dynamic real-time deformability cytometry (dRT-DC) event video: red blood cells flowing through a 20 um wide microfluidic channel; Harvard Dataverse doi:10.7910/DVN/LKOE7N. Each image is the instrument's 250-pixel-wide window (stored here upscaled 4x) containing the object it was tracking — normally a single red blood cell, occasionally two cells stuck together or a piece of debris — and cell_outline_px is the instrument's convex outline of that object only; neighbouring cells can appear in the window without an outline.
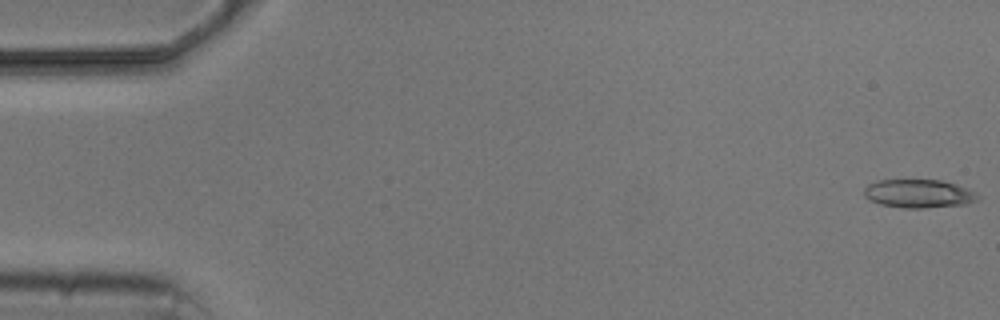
{"species": "common noctule bat (a hibernating species)", "species_latin": "Nyctalus noctula", "temperature_condition": "cold", "stored_images_in_passage": 6, "camera_frame_rate_fps": 3000, "um_per_image_px": 0.085, "animal": {"sex": "male", "body_mass_g": 20.5, "forearm_length_mm": 52.5}, "frame": {"image": 1, "passage_image": 1, "time_ms": 0.0, "image_size_px": [1000, 320], "cell_outline_px": [[980, 196], [976, 200], [968, 204], [924, 208], [900, 208], [880, 204], [868, 200], [864, 196], [864, 188], [868, 184], [880, 180], [940, 180], [956, 184], [968, 188], [976, 192]], "centroid_in_image_um": [78.09, 16.46], "position_along_channel_um": 6.9, "area_um2": 19.02}}
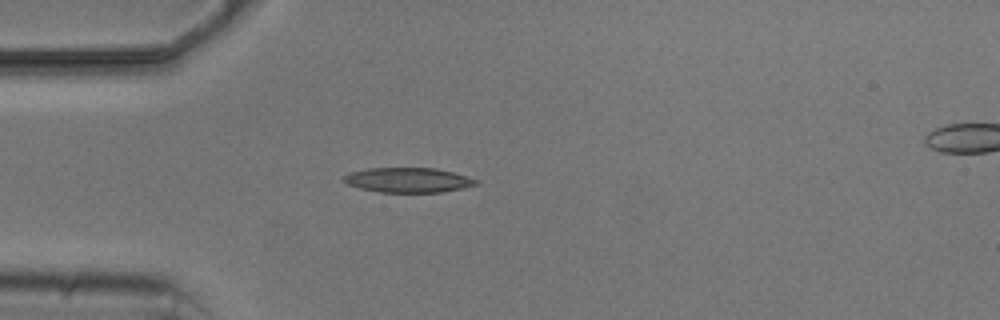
{"frame": {"image": 2, "passage_image": 5, "time_ms": 4.667, "image_size_px": [1000, 320], "cell_outline_px": [[480, 184], [440, 192], [380, 192], [360, 188], [348, 184], [344, 180], [344, 176], [352, 172], [368, 168], [436, 168], [452, 172], [480, 180]], "centroid_in_image_um": [34.73, 15.3], "position_along_channel_um": 50.3, "area_um2": 18.9}}